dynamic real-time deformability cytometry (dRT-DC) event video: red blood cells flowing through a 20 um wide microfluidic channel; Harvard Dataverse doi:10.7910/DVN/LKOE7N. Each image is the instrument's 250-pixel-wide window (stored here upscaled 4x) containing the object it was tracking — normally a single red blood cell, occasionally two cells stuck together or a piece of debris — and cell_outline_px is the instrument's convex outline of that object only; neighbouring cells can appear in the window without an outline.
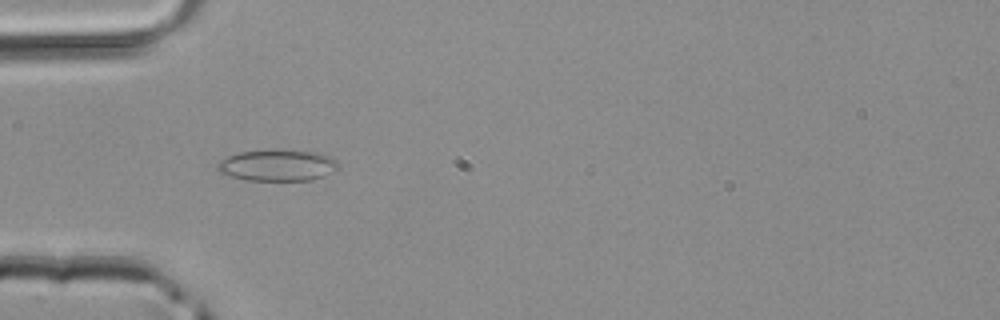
{"species": "common noctule bat (a hibernating species)", "species_latin": "Nyctalus noctula", "temperature_condition": "room temperature", "stored_images_in_passage": 6, "camera_frame_rate_fps": 3000, "um_per_image_px": 0.085, "animal": {"sex": "male", "body_mass_g": 20.4}, "frame": {"image": 1, "passage_image": 5, "time_ms": 1.333, "image_size_px": [1000, 320], "cell_outline_px": [[340, 168], [324, 176], [312, 180], [244, 180], [228, 176], [220, 172], [216, 168], [216, 164], [220, 160], [236, 152], [320, 152], [336, 160], [340, 164]], "centroid_in_image_um": [23.58, 14.09], "position_along_channel_um": 61.4, "area_um2": 21.62}}
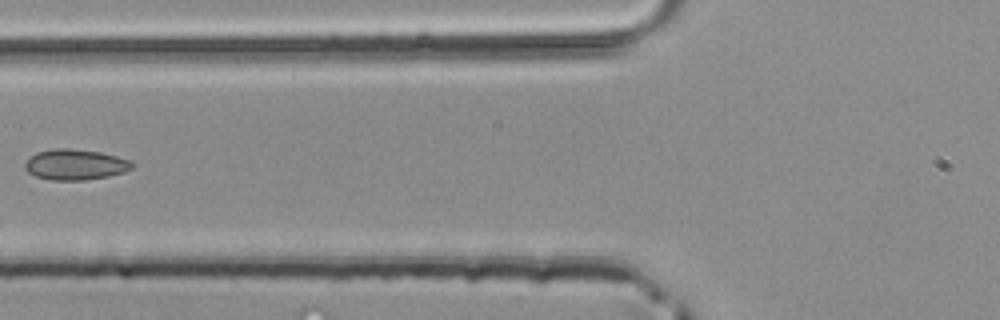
{"frame": {"image": 2, "passage_image": 6, "time_ms": 1.667, "image_size_px": [1000, 320], "cell_outline_px": [[136, 164], [132, 168], [124, 172], [108, 176], [84, 180], [52, 180], [36, 176], [28, 172], [24, 168], [24, 164], [36, 152], [52, 148], [68, 148], [100, 152], [116, 156], [128, 160]], "centroid_in_image_um": [6.39, 13.98], "position_along_channel_um": 119.4, "area_um2": 19.07}}